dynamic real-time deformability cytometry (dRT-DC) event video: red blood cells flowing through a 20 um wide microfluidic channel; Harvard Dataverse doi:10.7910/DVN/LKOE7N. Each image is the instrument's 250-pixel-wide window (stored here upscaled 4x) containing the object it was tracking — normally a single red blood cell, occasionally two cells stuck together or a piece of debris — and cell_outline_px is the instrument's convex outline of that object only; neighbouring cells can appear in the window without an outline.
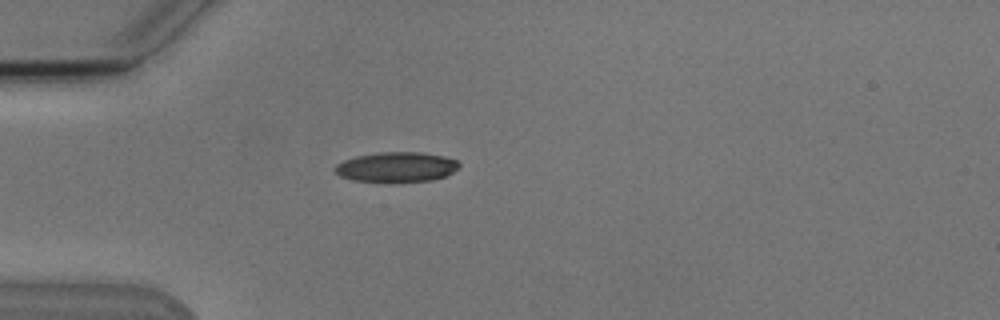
{"species": "Egyptian fruit bat (a non-hibernating species)", "species_latin": "Rousettus aegyptiacus", "temperature_condition": "cold", "stored_images_in_passage": 4, "camera_frame_rate_fps": 3000, "um_per_image_px": 0.085, "animal": {"sex": "male"}, "frame": {"image": 1, "passage_image": 2, "time_ms": 1.333, "image_size_px": [1000, 320], "cell_outline_px": [[460, 164], [452, 172], [444, 176], [432, 180], [396, 184], [352, 180], [340, 176], [332, 168], [336, 164], [344, 160], [356, 156], [376, 152], [420, 152], [444, 156], [456, 160]], "centroid_in_image_um": [33.65, 14.22], "position_along_channel_um": 51.3, "area_um2": 22.25}}